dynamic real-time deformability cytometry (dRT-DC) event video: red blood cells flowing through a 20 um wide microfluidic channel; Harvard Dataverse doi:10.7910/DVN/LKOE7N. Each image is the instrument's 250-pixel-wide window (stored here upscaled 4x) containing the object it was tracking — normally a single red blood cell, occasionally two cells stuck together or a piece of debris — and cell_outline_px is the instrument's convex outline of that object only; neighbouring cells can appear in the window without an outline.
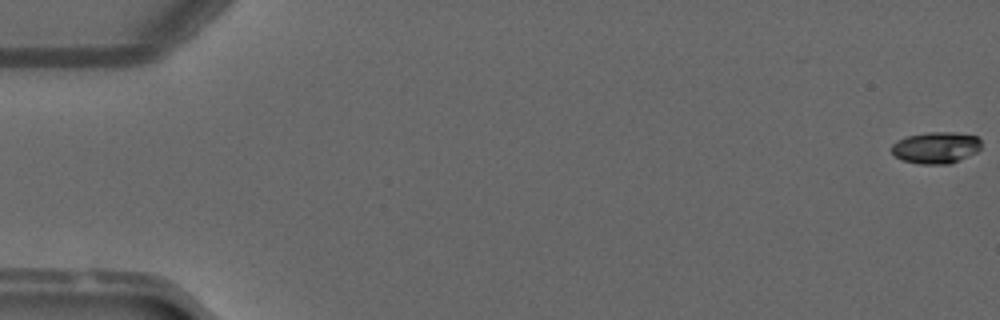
{"species": "common noctule bat (a hibernating species)", "species_latin": "Nyctalus noctula", "temperature_condition": "warm", "stored_images_in_passage": 42, "camera_frame_rate_fps": 3000, "um_per_image_px": 0.085, "animal": {"sex": "male", "forearm_length_mm": 52.5}, "frame": {"image": 1, "passage_image": 1, "time_ms": 0.0, "image_size_px": [1000, 320], "cell_outline_px": [[980, 148], [976, 152], [948, 164], [920, 164], [904, 160], [896, 156], [892, 152], [892, 144], [896, 140], [908, 136], [928, 132], [956, 132], [976, 136], [980, 140]], "centroid_in_image_um": [79.54, 12.53], "position_along_channel_um": 5.5, "area_um2": 16.3}}
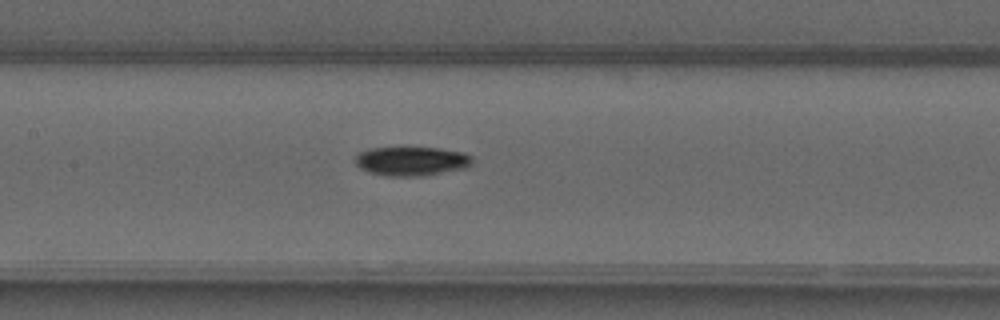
{"frame": {"image": 2, "passage_image": 25, "time_ms": 8.0, "image_size_px": [1000, 320], "cell_outline_px": [[472, 164], [468, 168], [424, 176], [388, 176], [368, 172], [360, 168], [356, 164], [356, 156], [360, 152], [368, 148], [440, 148], [464, 152], [472, 156]], "centroid_in_image_um": [35.02, 13.7], "position_along_channel_um": 172.4, "area_um2": 20.0}}
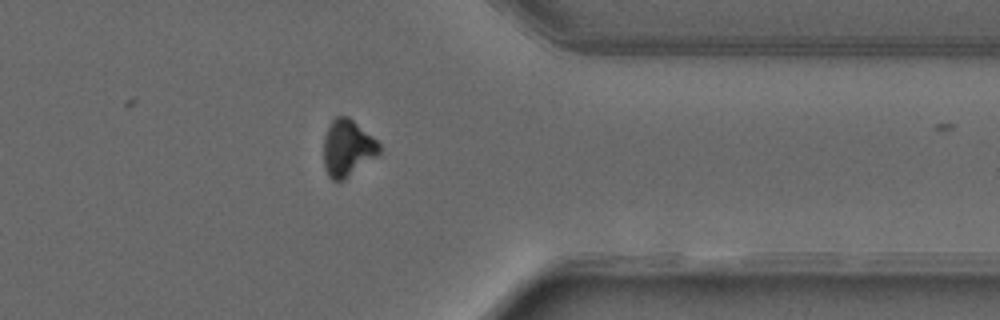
{"frame": {"image": 3, "passage_image": 41, "time_ms": 13.333, "image_size_px": [1000, 320], "cell_outline_px": [[380, 156], [344, 180], [332, 180], [328, 176], [324, 168], [324, 140], [328, 128], [332, 120], [336, 116], [348, 116], [372, 136], [380, 144]], "centroid_in_image_um": [29.57, 12.62], "position_along_channel_um": 381.8, "area_um2": 18.55}}